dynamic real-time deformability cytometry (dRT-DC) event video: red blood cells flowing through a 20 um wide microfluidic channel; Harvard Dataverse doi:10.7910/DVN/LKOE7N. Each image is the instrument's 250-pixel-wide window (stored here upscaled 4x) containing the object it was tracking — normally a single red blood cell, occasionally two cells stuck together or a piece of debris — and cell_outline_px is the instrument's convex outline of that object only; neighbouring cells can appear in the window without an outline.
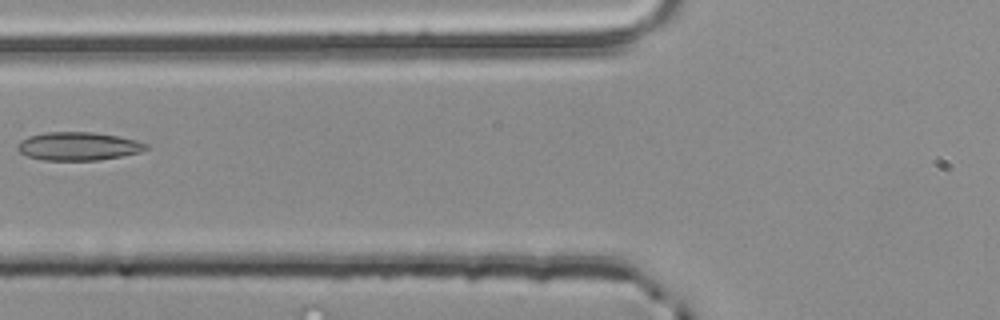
{"species": "common noctule bat (a hibernating species)", "species_latin": "Nyctalus noctula", "temperature_condition": "room temperature", "stored_images_in_passage": 2, "camera_frame_rate_fps": 3000, "um_per_image_px": 0.085, "animal": {"sex": "male", "body_mass_g": 20.4}, "frame": {"image": 1, "passage_image": 2, "time_ms": 0.333, "image_size_px": [1000, 320], "cell_outline_px": [[148, 148], [140, 152], [124, 156], [100, 160], [44, 160], [28, 156], [20, 152], [16, 148], [16, 144], [20, 140], [28, 136], [44, 132], [92, 132], [116, 136], [136, 140], [148, 144]], "centroid_in_image_um": [6.64, 12.43], "position_along_channel_um": 119.2, "area_um2": 21.27}}